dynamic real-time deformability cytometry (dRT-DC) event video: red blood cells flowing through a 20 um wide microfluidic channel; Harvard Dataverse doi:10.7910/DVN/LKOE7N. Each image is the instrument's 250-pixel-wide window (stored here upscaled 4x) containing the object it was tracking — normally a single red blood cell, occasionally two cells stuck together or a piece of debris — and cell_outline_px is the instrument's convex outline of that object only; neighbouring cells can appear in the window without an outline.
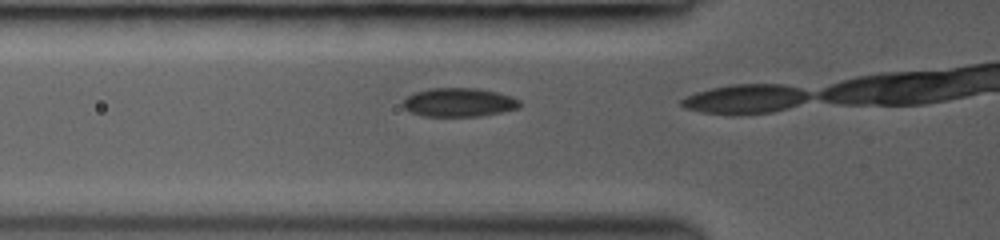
{"species": "common noctule bat (a hibernating species)", "species_latin": "Nyctalus noctula", "temperature_condition": "room temperature", "stored_images_in_passage": 3, "camera_frame_rate_fps": 3000, "um_per_image_px": 0.085, "animal": {"sex": "female", "body_mass_g": 19.0, "forearm_length_mm": 53.3}, "frame": {"image": 1, "passage_image": 2, "time_ms": 0.333, "image_size_px": [1000, 240], "cell_outline_px": [[520, 108], [480, 116], [424, 116], [408, 112], [400, 104], [408, 96], [416, 92], [428, 88], [476, 88], [496, 92], [512, 96], [520, 100]], "centroid_in_image_um": [38.99, 8.7], "position_along_channel_um": 86.8, "area_um2": 19.65}}